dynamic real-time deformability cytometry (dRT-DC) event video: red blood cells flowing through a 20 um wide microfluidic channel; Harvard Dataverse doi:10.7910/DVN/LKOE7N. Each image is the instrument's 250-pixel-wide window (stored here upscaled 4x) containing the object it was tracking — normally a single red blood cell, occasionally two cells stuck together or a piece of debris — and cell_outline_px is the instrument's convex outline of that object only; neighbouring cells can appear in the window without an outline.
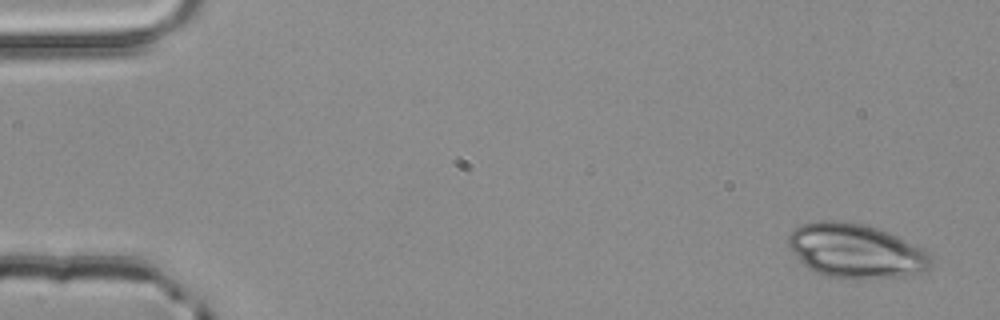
{"species": "common noctule bat (a hibernating species)", "species_latin": "Nyctalus noctula", "temperature_condition": "room temperature", "stored_images_in_passage": 4, "camera_frame_rate_fps": 3000, "um_per_image_px": 0.085, "animal": {"sex": "male", "body_mass_g": 20.4}, "frame": {"image": 1, "passage_image": 1, "time_ms": 0.0, "image_size_px": [1000, 320], "cell_outline_px": [[932, 264], [928, 272], [912, 276], [856, 280], [852, 280], [824, 276], [808, 268], [792, 252], [788, 244], [788, 236], [800, 224], [816, 220], [840, 220], [864, 224], [888, 232], [932, 252]], "centroid_in_image_um": [72.8, 21.36], "position_along_channel_um": 12.2, "area_um2": 46.18}}